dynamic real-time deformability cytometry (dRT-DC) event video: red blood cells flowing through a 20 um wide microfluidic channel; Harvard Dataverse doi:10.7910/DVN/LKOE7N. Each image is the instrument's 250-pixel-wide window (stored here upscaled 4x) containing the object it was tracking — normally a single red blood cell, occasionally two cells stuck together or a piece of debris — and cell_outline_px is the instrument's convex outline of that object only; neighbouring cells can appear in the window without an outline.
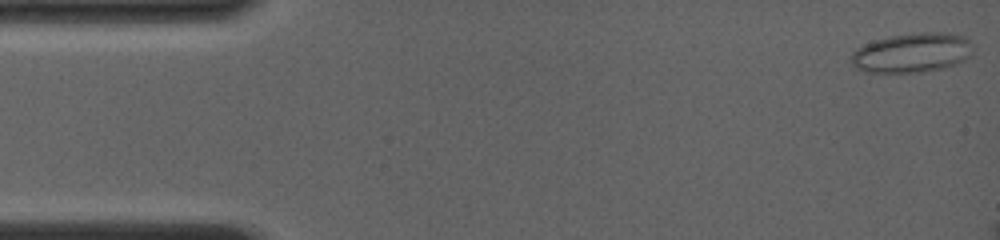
{"species": "common noctule bat (a hibernating species)", "species_latin": "Nyctalus noctula", "temperature_condition": "room temperature", "stored_images_in_passage": 4, "camera_frame_rate_fps": 4000, "um_per_image_px": 0.085, "animal": {"sex": "female", "body_mass_g": 19.0, "forearm_length_mm": 56.7}, "frame": {"image": 1, "passage_image": 1, "time_ms": 0.0, "image_size_px": [1000, 240], "cell_outline_px": [[968, 40], [964, 56], [960, 60], [952, 64], [936, 68], [904, 72], [868, 72], [856, 68], [848, 60], [848, 56], [856, 48], [864, 44], [876, 40], [892, 36], [920, 32], [944, 32], [964, 36]], "centroid_in_image_um": [77.32, 4.46], "position_along_channel_um": 7.7, "area_um2": 26.82}}